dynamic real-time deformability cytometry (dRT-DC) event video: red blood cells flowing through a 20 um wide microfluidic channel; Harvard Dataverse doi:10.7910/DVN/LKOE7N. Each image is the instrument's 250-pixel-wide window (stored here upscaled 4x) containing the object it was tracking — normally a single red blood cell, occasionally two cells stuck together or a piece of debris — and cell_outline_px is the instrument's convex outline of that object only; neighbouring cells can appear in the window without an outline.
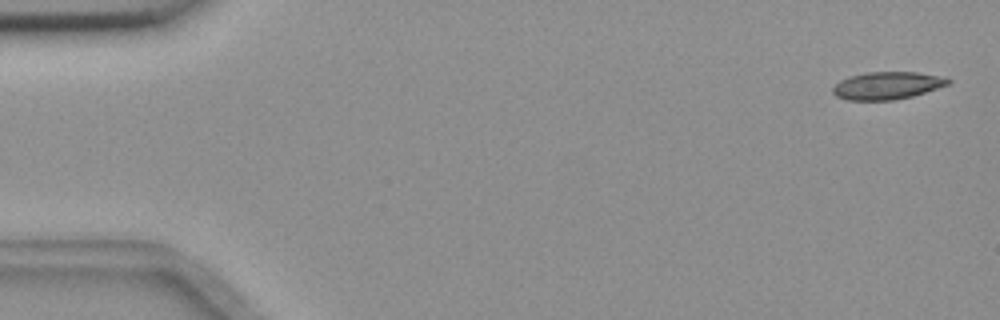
{"species": "common noctule bat (a hibernating species)", "species_latin": "Nyctalus noctula", "temperature_condition": "room temperature", "stored_images_in_passage": 55, "camera_frame_rate_fps": 3000, "um_per_image_px": 0.085, "animal": {"sex": "female", "body_mass_g": 18.4}, "frame": {"image": 1, "passage_image": 2, "time_ms": 0.333, "image_size_px": [1000, 320], "cell_outline_px": [[952, 80], [948, 84], [912, 96], [892, 100], [848, 100], [836, 96], [832, 92], [832, 88], [840, 80], [848, 76], [868, 72], [916, 72], [936, 76]], "centroid_in_image_um": [75.34, 7.27], "position_along_channel_um": 9.7, "area_um2": 18.21}}
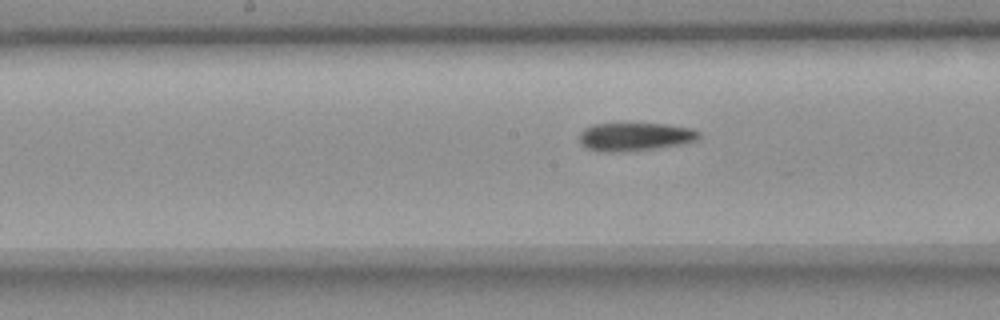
{"frame": {"image": 2, "passage_image": 28, "time_ms": 9.0, "image_size_px": [1000, 320], "cell_outline_px": [[700, 136], [696, 140], [684, 144], [656, 148], [624, 152], [600, 152], [588, 148], [580, 144], [580, 132], [584, 128], [592, 124], [664, 124], [692, 128], [700, 132]], "centroid_in_image_um": [53.97, 11.63], "position_along_channel_um": 194.2, "area_um2": 19.77}}
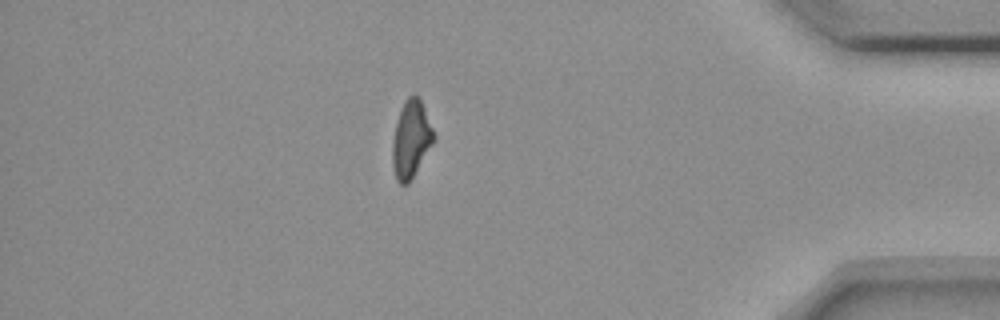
{"frame": {"image": 3, "passage_image": 48, "time_ms": 15.667, "image_size_px": [1000, 320], "cell_outline_px": [[436, 136], [432, 144], [408, 184], [400, 184], [396, 180], [392, 164], [392, 140], [396, 124], [404, 100], [412, 92], [416, 92], [420, 100]], "centroid_in_image_um": [34.92, 11.81], "position_along_channel_um": 400.3, "area_um2": 18.44}}